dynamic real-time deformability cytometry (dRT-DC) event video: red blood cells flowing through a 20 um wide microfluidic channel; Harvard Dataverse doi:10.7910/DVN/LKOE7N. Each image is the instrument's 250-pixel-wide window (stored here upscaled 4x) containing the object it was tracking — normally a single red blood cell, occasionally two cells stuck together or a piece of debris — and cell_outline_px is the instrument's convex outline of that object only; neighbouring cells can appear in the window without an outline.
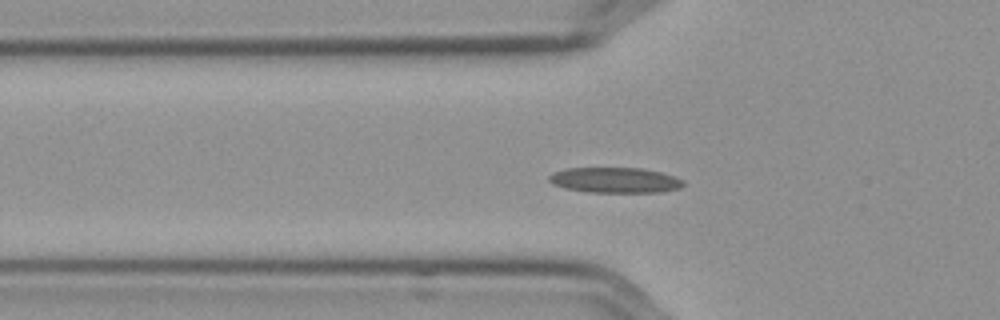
{"species": "Egyptian fruit bat (a non-hibernating species)", "species_latin": "Rousettus aegyptiacus", "temperature_condition": "cold", "stored_images_in_passage": 43, "segment_of_instrument_passage": [1, 2], "camera_frame_rate_fps": 3000, "um_per_image_px": 0.085, "frame": {"image": 1, "passage_image": 4, "time_ms": 1.0, "image_size_px": [1000, 320], "cell_outline_px": [[684, 184], [680, 188], [660, 192], [588, 192], [564, 188], [552, 184], [548, 180], [548, 176], [552, 172], [568, 168], [640, 168], [660, 172], [684, 180]], "centroid_in_image_um": [52.23, 15.31], "position_along_channel_um": 73.6, "area_um2": 19.88}}
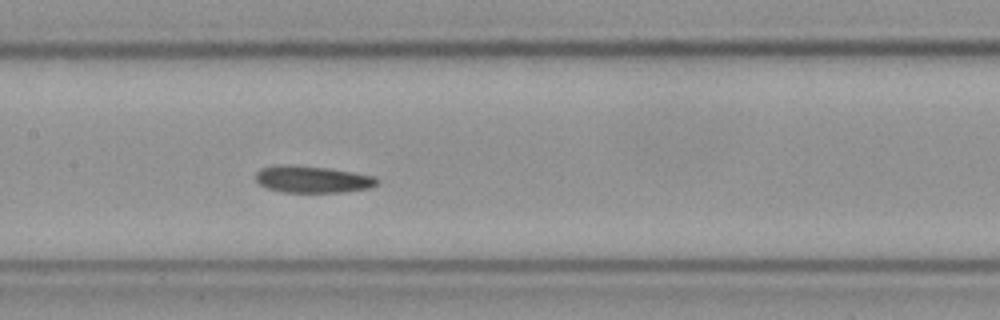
{"frame": {"image": 2, "passage_image": 13, "time_ms": 4.0, "image_size_px": [1000, 320], "cell_outline_px": [[380, 180], [376, 184], [368, 188], [344, 192], [284, 192], [268, 188], [260, 184], [256, 180], [256, 172], [260, 168], [276, 164], [284, 164], [328, 168], [376, 176]], "centroid_in_image_um": [26.55, 15.23], "position_along_channel_um": 180.9, "area_um2": 19.02}}
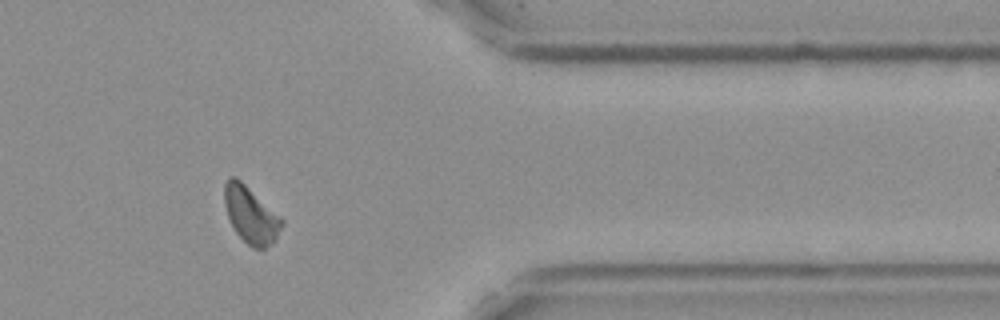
{"frame": {"image": 3, "passage_image": 32, "time_ms": 10.333, "image_size_px": [1000, 320], "cell_outline_px": [[284, 220], [272, 244], [264, 248], [252, 248], [236, 232], [228, 216], [224, 204], [224, 184], [228, 176], [236, 176], [280, 216]], "centroid_in_image_um": [21.29, 18.23], "position_along_channel_um": 390.1, "area_um2": 18.61}}